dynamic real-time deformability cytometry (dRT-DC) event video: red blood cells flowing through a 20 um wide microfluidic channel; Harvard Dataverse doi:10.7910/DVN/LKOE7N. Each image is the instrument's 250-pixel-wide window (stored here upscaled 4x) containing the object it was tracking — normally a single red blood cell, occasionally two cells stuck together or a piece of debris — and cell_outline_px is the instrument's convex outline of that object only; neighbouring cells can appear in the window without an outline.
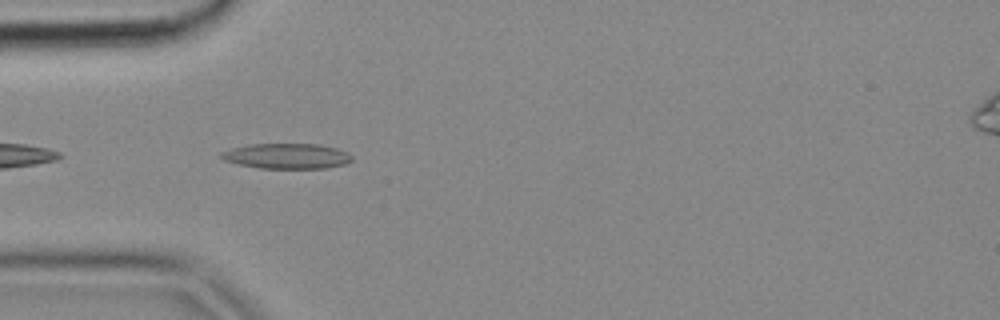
{"species": "common noctule bat (a hibernating species)", "species_latin": "Nyctalus noctula", "temperature_condition": "cold", "stored_images_in_passage": 4, "camera_frame_rate_fps": 3000, "um_per_image_px": 0.085, "animal": {"sex": "female", "body_mass_g": 18.4}, "frame": {"image": 1, "passage_image": 3, "time_ms": 0.667, "image_size_px": [1000, 320], "cell_outline_px": [[352, 160], [344, 164], [324, 168], [260, 168], [240, 164], [224, 160], [220, 156], [220, 152], [232, 148], [248, 144], [320, 144], [336, 148], [348, 152], [352, 156]], "centroid_in_image_um": [24.38, 13.25], "position_along_channel_um": 60.6, "area_um2": 19.19}}
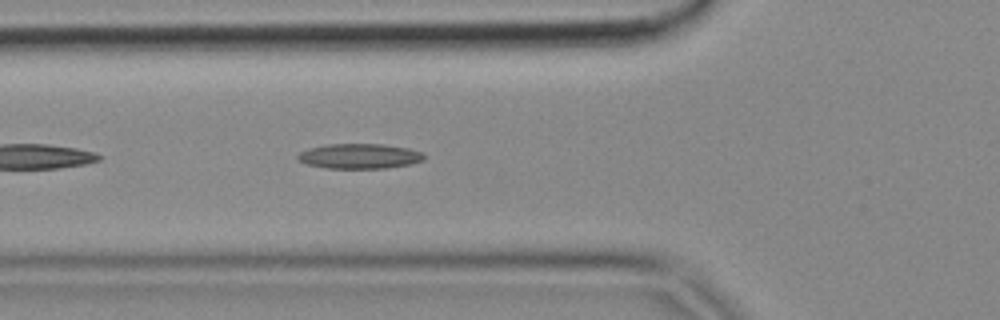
{"frame": {"image": 2, "passage_image": 4, "time_ms": 1.0, "image_size_px": [1000, 320], "cell_outline_px": [[424, 160], [408, 164], [384, 168], [324, 168], [308, 164], [300, 160], [296, 156], [300, 152], [308, 148], [328, 144], [380, 144], [408, 148], [424, 152]], "centroid_in_image_um": [30.56, 13.27], "position_along_channel_um": 95.2, "area_um2": 18.26}}